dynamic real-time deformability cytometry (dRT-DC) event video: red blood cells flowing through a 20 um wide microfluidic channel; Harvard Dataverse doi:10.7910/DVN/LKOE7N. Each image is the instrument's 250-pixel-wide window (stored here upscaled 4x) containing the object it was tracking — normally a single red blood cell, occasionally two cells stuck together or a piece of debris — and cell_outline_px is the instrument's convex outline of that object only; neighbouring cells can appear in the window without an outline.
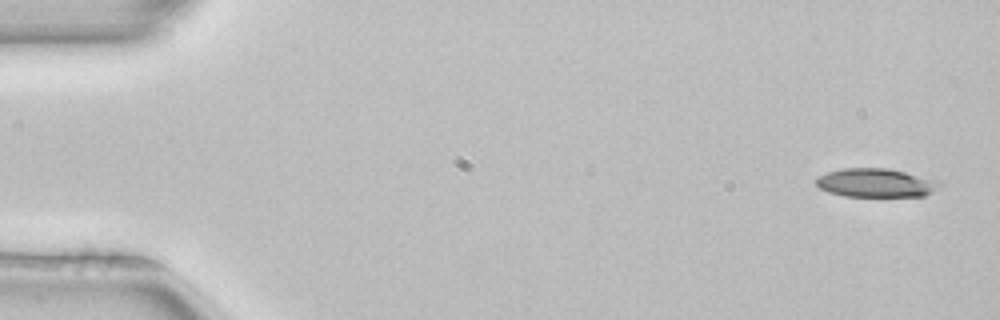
{"species": "common noctule bat (a hibernating species)", "species_latin": "Nyctalus noctula", "temperature_condition": "room temperature", "stored_images_in_passage": 3, "camera_frame_rate_fps": 3000, "um_per_image_px": 0.085, "animal": {"sex": "female", "body_mass_g": 22.7, "forearm_length_mm": 54.2}, "frame": {"image": 1, "passage_image": 1, "time_ms": 0.0, "image_size_px": [1000, 320], "cell_outline_px": [[940, 184], [932, 192], [924, 196], [844, 196], [828, 192], [820, 188], [812, 180], [828, 172], [844, 168], [888, 168], [936, 180]], "centroid_in_image_um": [74.38, 15.54], "position_along_channel_um": 10.6, "area_um2": 20.4}}
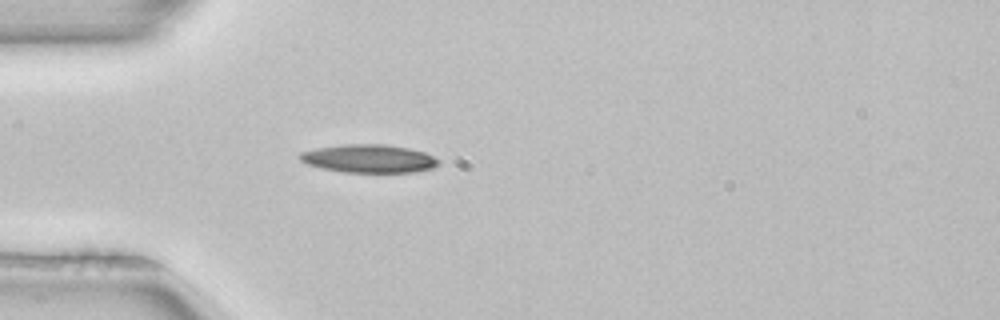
{"frame": {"image": 2, "passage_image": 3, "time_ms": 0.667, "image_size_px": [1000, 320], "cell_outline_px": [[440, 164], [432, 168], [416, 172], [344, 172], [324, 168], [308, 164], [300, 160], [296, 156], [300, 152], [316, 148], [348, 144], [384, 144], [408, 148], [424, 152], [440, 160]], "centroid_in_image_um": [31.36, 13.48], "position_along_channel_um": 53.6, "area_um2": 22.72}}